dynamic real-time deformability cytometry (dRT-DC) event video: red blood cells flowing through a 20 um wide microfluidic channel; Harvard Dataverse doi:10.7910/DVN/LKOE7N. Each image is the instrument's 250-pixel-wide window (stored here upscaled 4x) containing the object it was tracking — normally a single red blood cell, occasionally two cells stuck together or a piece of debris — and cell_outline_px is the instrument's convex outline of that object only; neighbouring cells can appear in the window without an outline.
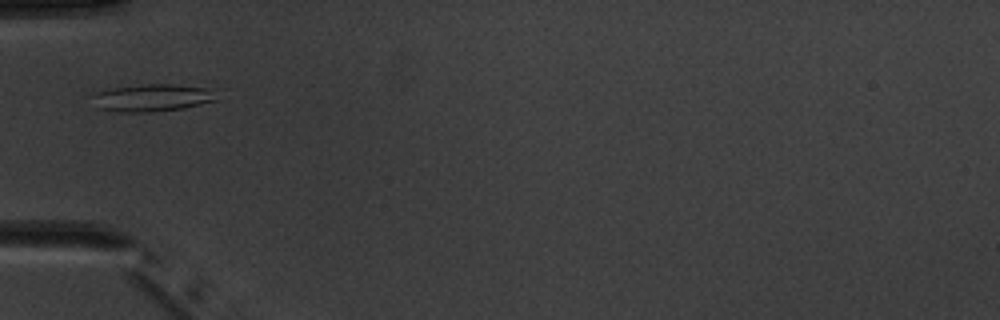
{"species": "common noctule bat (a hibernating species)", "species_latin": "Nyctalus noctula", "temperature_condition": "warm", "stored_images_in_passage": 4, "camera_frame_rate_fps": 3000, "um_per_image_px": 0.085, "animal": {"sex": "male", "body_mass_g": 20.1, "forearm_length_mm": 53.5}, "frame": {"image": 1, "passage_image": 3, "time_ms": 2.333, "image_size_px": [1000, 320], "cell_outline_px": [[228, 88], [220, 100], [184, 108], [152, 112], [120, 112], [96, 108], [88, 96], [96, 92], [112, 88], [144, 84], [176, 84]], "centroid_in_image_um": [13.18, 8.28], "position_along_channel_um": 71.8, "area_um2": 21.33}}